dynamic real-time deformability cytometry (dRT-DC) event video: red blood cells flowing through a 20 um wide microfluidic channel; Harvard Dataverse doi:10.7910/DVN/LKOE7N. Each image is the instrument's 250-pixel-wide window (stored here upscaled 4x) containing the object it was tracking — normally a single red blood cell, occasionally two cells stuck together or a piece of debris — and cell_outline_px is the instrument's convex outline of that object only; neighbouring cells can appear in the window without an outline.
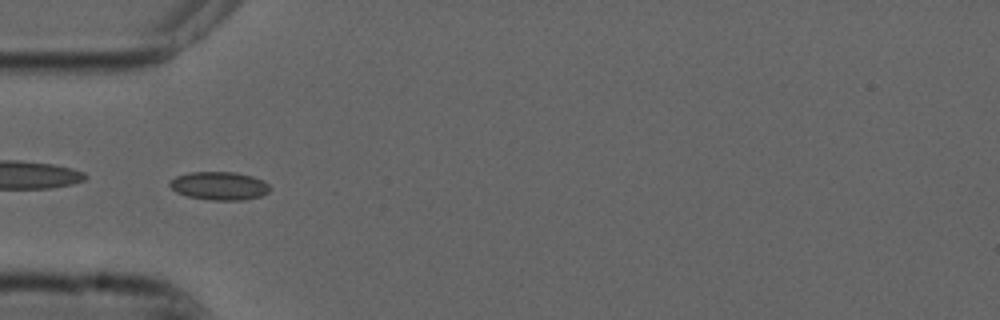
{"species": "common noctule bat (a hibernating species)", "species_latin": "Nyctalus noctula", "temperature_condition": "cold", "stored_images_in_passage": 53, "camera_frame_rate_fps": 3000, "um_per_image_px": 0.085, "animal": {"sex": "male", "forearm_length_mm": 52.5}, "frame": {"image": 1, "passage_image": 16, "time_ms": 5.0, "image_size_px": [1000, 320], "cell_outline_px": [[272, 188], [268, 192], [260, 196], [240, 200], [208, 200], [188, 196], [176, 192], [168, 184], [176, 176], [192, 172], [236, 172], [252, 176], [264, 180]], "centroid_in_image_um": [18.66, 15.79], "position_along_channel_um": 66.3, "area_um2": 16.47}}
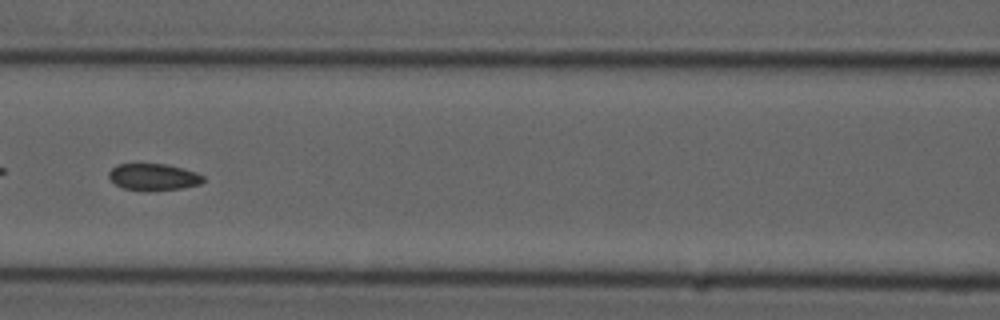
{"frame": {"image": 2, "passage_image": 23, "time_ms": 7.333, "image_size_px": [1000, 320], "cell_outline_px": [[204, 180], [200, 184], [180, 188], [124, 188], [116, 184], [108, 176], [108, 172], [112, 168], [120, 164], [168, 164], [196, 172], [204, 176]], "centroid_in_image_um": [13.07, 14.99], "position_along_channel_um": 153.5, "area_um2": 13.93}, "authors_computed_cell_mechanics": {"area_um2": 15.317, "velocity_mm_per_s": 3.7462, "shape_relaxation_time_tau1_ms": null, "shape_relaxation_time_tau2_ms": 2.2833, "deformation_change_tau1": null, "deformation_change_tau2": 0.0521}}